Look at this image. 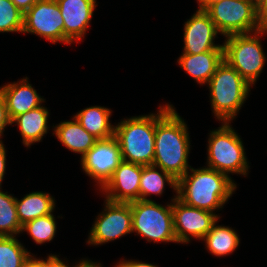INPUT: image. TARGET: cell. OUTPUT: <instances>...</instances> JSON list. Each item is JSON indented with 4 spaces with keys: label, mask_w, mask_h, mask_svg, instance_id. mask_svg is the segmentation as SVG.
Here are the masks:
<instances>
[{
    "label": "cell",
    "mask_w": 267,
    "mask_h": 267,
    "mask_svg": "<svg viewBox=\"0 0 267 267\" xmlns=\"http://www.w3.org/2000/svg\"><path fill=\"white\" fill-rule=\"evenodd\" d=\"M158 108L153 165L178 181L191 168L188 164L191 150L188 127L172 104L159 105Z\"/></svg>",
    "instance_id": "obj_1"
},
{
    "label": "cell",
    "mask_w": 267,
    "mask_h": 267,
    "mask_svg": "<svg viewBox=\"0 0 267 267\" xmlns=\"http://www.w3.org/2000/svg\"><path fill=\"white\" fill-rule=\"evenodd\" d=\"M230 176L204 166L191 167L177 181V198L184 204L213 212L222 209L237 185Z\"/></svg>",
    "instance_id": "obj_2"
},
{
    "label": "cell",
    "mask_w": 267,
    "mask_h": 267,
    "mask_svg": "<svg viewBox=\"0 0 267 267\" xmlns=\"http://www.w3.org/2000/svg\"><path fill=\"white\" fill-rule=\"evenodd\" d=\"M207 85L214 116L221 122H231L247 100L251 86L224 60Z\"/></svg>",
    "instance_id": "obj_3"
},
{
    "label": "cell",
    "mask_w": 267,
    "mask_h": 267,
    "mask_svg": "<svg viewBox=\"0 0 267 267\" xmlns=\"http://www.w3.org/2000/svg\"><path fill=\"white\" fill-rule=\"evenodd\" d=\"M122 159L141 165H152L155 143V113L123 119L115 125Z\"/></svg>",
    "instance_id": "obj_4"
},
{
    "label": "cell",
    "mask_w": 267,
    "mask_h": 267,
    "mask_svg": "<svg viewBox=\"0 0 267 267\" xmlns=\"http://www.w3.org/2000/svg\"><path fill=\"white\" fill-rule=\"evenodd\" d=\"M240 137L231 122H222L218 129L210 131L207 167L227 176L230 173L246 176L250 166Z\"/></svg>",
    "instance_id": "obj_5"
},
{
    "label": "cell",
    "mask_w": 267,
    "mask_h": 267,
    "mask_svg": "<svg viewBox=\"0 0 267 267\" xmlns=\"http://www.w3.org/2000/svg\"><path fill=\"white\" fill-rule=\"evenodd\" d=\"M267 31L233 34L225 37L224 61L233 67L253 87L266 63L260 38Z\"/></svg>",
    "instance_id": "obj_6"
},
{
    "label": "cell",
    "mask_w": 267,
    "mask_h": 267,
    "mask_svg": "<svg viewBox=\"0 0 267 267\" xmlns=\"http://www.w3.org/2000/svg\"><path fill=\"white\" fill-rule=\"evenodd\" d=\"M163 206L155 201L137 200L130 202L132 211V232L141 235L148 242H175L177 243L174 223L172 201Z\"/></svg>",
    "instance_id": "obj_7"
},
{
    "label": "cell",
    "mask_w": 267,
    "mask_h": 267,
    "mask_svg": "<svg viewBox=\"0 0 267 267\" xmlns=\"http://www.w3.org/2000/svg\"><path fill=\"white\" fill-rule=\"evenodd\" d=\"M205 12L224 37L259 31L256 3L252 0H222Z\"/></svg>",
    "instance_id": "obj_8"
},
{
    "label": "cell",
    "mask_w": 267,
    "mask_h": 267,
    "mask_svg": "<svg viewBox=\"0 0 267 267\" xmlns=\"http://www.w3.org/2000/svg\"><path fill=\"white\" fill-rule=\"evenodd\" d=\"M104 211L94 221L87 240L88 245H103L132 232L130 203L105 199Z\"/></svg>",
    "instance_id": "obj_9"
},
{
    "label": "cell",
    "mask_w": 267,
    "mask_h": 267,
    "mask_svg": "<svg viewBox=\"0 0 267 267\" xmlns=\"http://www.w3.org/2000/svg\"><path fill=\"white\" fill-rule=\"evenodd\" d=\"M22 33L64 43V21L56 0H38L24 13Z\"/></svg>",
    "instance_id": "obj_10"
},
{
    "label": "cell",
    "mask_w": 267,
    "mask_h": 267,
    "mask_svg": "<svg viewBox=\"0 0 267 267\" xmlns=\"http://www.w3.org/2000/svg\"><path fill=\"white\" fill-rule=\"evenodd\" d=\"M80 160L84 173L94 179L95 185L101 189L123 161L117 138L98 139Z\"/></svg>",
    "instance_id": "obj_11"
},
{
    "label": "cell",
    "mask_w": 267,
    "mask_h": 267,
    "mask_svg": "<svg viewBox=\"0 0 267 267\" xmlns=\"http://www.w3.org/2000/svg\"><path fill=\"white\" fill-rule=\"evenodd\" d=\"M174 232L177 243H189L192 238L201 240L220 219L219 214L191 207L177 197L172 201Z\"/></svg>",
    "instance_id": "obj_12"
},
{
    "label": "cell",
    "mask_w": 267,
    "mask_h": 267,
    "mask_svg": "<svg viewBox=\"0 0 267 267\" xmlns=\"http://www.w3.org/2000/svg\"><path fill=\"white\" fill-rule=\"evenodd\" d=\"M220 34L205 11L196 12L184 23L183 53L199 54L207 51H224L223 44H215Z\"/></svg>",
    "instance_id": "obj_13"
},
{
    "label": "cell",
    "mask_w": 267,
    "mask_h": 267,
    "mask_svg": "<svg viewBox=\"0 0 267 267\" xmlns=\"http://www.w3.org/2000/svg\"><path fill=\"white\" fill-rule=\"evenodd\" d=\"M143 165L122 161L112 177L100 189L105 199L130 203L139 200V184Z\"/></svg>",
    "instance_id": "obj_14"
},
{
    "label": "cell",
    "mask_w": 267,
    "mask_h": 267,
    "mask_svg": "<svg viewBox=\"0 0 267 267\" xmlns=\"http://www.w3.org/2000/svg\"><path fill=\"white\" fill-rule=\"evenodd\" d=\"M97 0H56L64 21V44L80 43L93 17Z\"/></svg>",
    "instance_id": "obj_15"
},
{
    "label": "cell",
    "mask_w": 267,
    "mask_h": 267,
    "mask_svg": "<svg viewBox=\"0 0 267 267\" xmlns=\"http://www.w3.org/2000/svg\"><path fill=\"white\" fill-rule=\"evenodd\" d=\"M0 91L4 96L11 121L18 115L41 106L45 102V99L28 82V77L5 84L0 87Z\"/></svg>",
    "instance_id": "obj_16"
},
{
    "label": "cell",
    "mask_w": 267,
    "mask_h": 267,
    "mask_svg": "<svg viewBox=\"0 0 267 267\" xmlns=\"http://www.w3.org/2000/svg\"><path fill=\"white\" fill-rule=\"evenodd\" d=\"M224 60V51H207L199 54H181L177 62L200 85L208 84L217 67Z\"/></svg>",
    "instance_id": "obj_17"
},
{
    "label": "cell",
    "mask_w": 267,
    "mask_h": 267,
    "mask_svg": "<svg viewBox=\"0 0 267 267\" xmlns=\"http://www.w3.org/2000/svg\"><path fill=\"white\" fill-rule=\"evenodd\" d=\"M49 111L45 105L38 106L30 111L15 117L11 123L16 124L22 136V144L27 148L40 142L48 133Z\"/></svg>",
    "instance_id": "obj_18"
},
{
    "label": "cell",
    "mask_w": 267,
    "mask_h": 267,
    "mask_svg": "<svg viewBox=\"0 0 267 267\" xmlns=\"http://www.w3.org/2000/svg\"><path fill=\"white\" fill-rule=\"evenodd\" d=\"M72 118L70 121L53 125L54 132L52 134L63 146L74 153L81 154L80 158H82L98 139L85 130L74 116Z\"/></svg>",
    "instance_id": "obj_19"
},
{
    "label": "cell",
    "mask_w": 267,
    "mask_h": 267,
    "mask_svg": "<svg viewBox=\"0 0 267 267\" xmlns=\"http://www.w3.org/2000/svg\"><path fill=\"white\" fill-rule=\"evenodd\" d=\"M112 110L104 106H89L79 111L74 117L80 125L97 139L114 136L115 125L110 123Z\"/></svg>",
    "instance_id": "obj_20"
},
{
    "label": "cell",
    "mask_w": 267,
    "mask_h": 267,
    "mask_svg": "<svg viewBox=\"0 0 267 267\" xmlns=\"http://www.w3.org/2000/svg\"><path fill=\"white\" fill-rule=\"evenodd\" d=\"M17 217L21 226L38 217L54 212L55 199L49 193L41 191L30 192L22 199L15 197Z\"/></svg>",
    "instance_id": "obj_21"
},
{
    "label": "cell",
    "mask_w": 267,
    "mask_h": 267,
    "mask_svg": "<svg viewBox=\"0 0 267 267\" xmlns=\"http://www.w3.org/2000/svg\"><path fill=\"white\" fill-rule=\"evenodd\" d=\"M166 183L177 193V180L155 165H143L139 184V200L151 201L150 195H162Z\"/></svg>",
    "instance_id": "obj_22"
},
{
    "label": "cell",
    "mask_w": 267,
    "mask_h": 267,
    "mask_svg": "<svg viewBox=\"0 0 267 267\" xmlns=\"http://www.w3.org/2000/svg\"><path fill=\"white\" fill-rule=\"evenodd\" d=\"M202 240L206 249L216 257L232 254L240 244L239 235L232 227L217 225V222Z\"/></svg>",
    "instance_id": "obj_23"
},
{
    "label": "cell",
    "mask_w": 267,
    "mask_h": 267,
    "mask_svg": "<svg viewBox=\"0 0 267 267\" xmlns=\"http://www.w3.org/2000/svg\"><path fill=\"white\" fill-rule=\"evenodd\" d=\"M30 257L16 236H0V267H24Z\"/></svg>",
    "instance_id": "obj_24"
},
{
    "label": "cell",
    "mask_w": 267,
    "mask_h": 267,
    "mask_svg": "<svg viewBox=\"0 0 267 267\" xmlns=\"http://www.w3.org/2000/svg\"><path fill=\"white\" fill-rule=\"evenodd\" d=\"M22 226L17 217L15 197L0 187V236H17Z\"/></svg>",
    "instance_id": "obj_25"
},
{
    "label": "cell",
    "mask_w": 267,
    "mask_h": 267,
    "mask_svg": "<svg viewBox=\"0 0 267 267\" xmlns=\"http://www.w3.org/2000/svg\"><path fill=\"white\" fill-rule=\"evenodd\" d=\"M51 214L38 217L22 226V233L26 231L36 244H43L52 241L56 234V219Z\"/></svg>",
    "instance_id": "obj_26"
},
{
    "label": "cell",
    "mask_w": 267,
    "mask_h": 267,
    "mask_svg": "<svg viewBox=\"0 0 267 267\" xmlns=\"http://www.w3.org/2000/svg\"><path fill=\"white\" fill-rule=\"evenodd\" d=\"M24 13L11 0H0V33L21 32Z\"/></svg>",
    "instance_id": "obj_27"
},
{
    "label": "cell",
    "mask_w": 267,
    "mask_h": 267,
    "mask_svg": "<svg viewBox=\"0 0 267 267\" xmlns=\"http://www.w3.org/2000/svg\"><path fill=\"white\" fill-rule=\"evenodd\" d=\"M256 10L259 31H267V0L256 3Z\"/></svg>",
    "instance_id": "obj_28"
},
{
    "label": "cell",
    "mask_w": 267,
    "mask_h": 267,
    "mask_svg": "<svg viewBox=\"0 0 267 267\" xmlns=\"http://www.w3.org/2000/svg\"><path fill=\"white\" fill-rule=\"evenodd\" d=\"M8 125L12 126V123L8 115L4 96L0 91V139L2 138L5 128ZM0 143H4L2 139L0 140Z\"/></svg>",
    "instance_id": "obj_29"
},
{
    "label": "cell",
    "mask_w": 267,
    "mask_h": 267,
    "mask_svg": "<svg viewBox=\"0 0 267 267\" xmlns=\"http://www.w3.org/2000/svg\"><path fill=\"white\" fill-rule=\"evenodd\" d=\"M118 267H158L157 265L151 264V263H144L141 261H133V260H120L117 263Z\"/></svg>",
    "instance_id": "obj_30"
},
{
    "label": "cell",
    "mask_w": 267,
    "mask_h": 267,
    "mask_svg": "<svg viewBox=\"0 0 267 267\" xmlns=\"http://www.w3.org/2000/svg\"><path fill=\"white\" fill-rule=\"evenodd\" d=\"M6 149L3 143H0V187L6 171Z\"/></svg>",
    "instance_id": "obj_31"
},
{
    "label": "cell",
    "mask_w": 267,
    "mask_h": 267,
    "mask_svg": "<svg viewBox=\"0 0 267 267\" xmlns=\"http://www.w3.org/2000/svg\"><path fill=\"white\" fill-rule=\"evenodd\" d=\"M24 267H48V256L46 260L36 258L35 255H31V257L25 262Z\"/></svg>",
    "instance_id": "obj_32"
},
{
    "label": "cell",
    "mask_w": 267,
    "mask_h": 267,
    "mask_svg": "<svg viewBox=\"0 0 267 267\" xmlns=\"http://www.w3.org/2000/svg\"><path fill=\"white\" fill-rule=\"evenodd\" d=\"M76 265L72 266V267H76ZM48 267H71L68 265V263L66 264L65 261L61 260L59 258V255L57 256L56 254H50L48 255Z\"/></svg>",
    "instance_id": "obj_33"
},
{
    "label": "cell",
    "mask_w": 267,
    "mask_h": 267,
    "mask_svg": "<svg viewBox=\"0 0 267 267\" xmlns=\"http://www.w3.org/2000/svg\"><path fill=\"white\" fill-rule=\"evenodd\" d=\"M17 8L25 13L27 12L38 0H11Z\"/></svg>",
    "instance_id": "obj_34"
},
{
    "label": "cell",
    "mask_w": 267,
    "mask_h": 267,
    "mask_svg": "<svg viewBox=\"0 0 267 267\" xmlns=\"http://www.w3.org/2000/svg\"><path fill=\"white\" fill-rule=\"evenodd\" d=\"M222 0H197L198 3V9L199 11H206L210 6L214 5L215 3H218Z\"/></svg>",
    "instance_id": "obj_35"
},
{
    "label": "cell",
    "mask_w": 267,
    "mask_h": 267,
    "mask_svg": "<svg viewBox=\"0 0 267 267\" xmlns=\"http://www.w3.org/2000/svg\"><path fill=\"white\" fill-rule=\"evenodd\" d=\"M78 263L76 267H102L101 263L94 262L92 260L88 259H81V261L76 262ZM114 267H118L117 264H115Z\"/></svg>",
    "instance_id": "obj_36"
},
{
    "label": "cell",
    "mask_w": 267,
    "mask_h": 267,
    "mask_svg": "<svg viewBox=\"0 0 267 267\" xmlns=\"http://www.w3.org/2000/svg\"><path fill=\"white\" fill-rule=\"evenodd\" d=\"M252 1H254L255 3H258L260 0H252Z\"/></svg>",
    "instance_id": "obj_37"
}]
</instances>
